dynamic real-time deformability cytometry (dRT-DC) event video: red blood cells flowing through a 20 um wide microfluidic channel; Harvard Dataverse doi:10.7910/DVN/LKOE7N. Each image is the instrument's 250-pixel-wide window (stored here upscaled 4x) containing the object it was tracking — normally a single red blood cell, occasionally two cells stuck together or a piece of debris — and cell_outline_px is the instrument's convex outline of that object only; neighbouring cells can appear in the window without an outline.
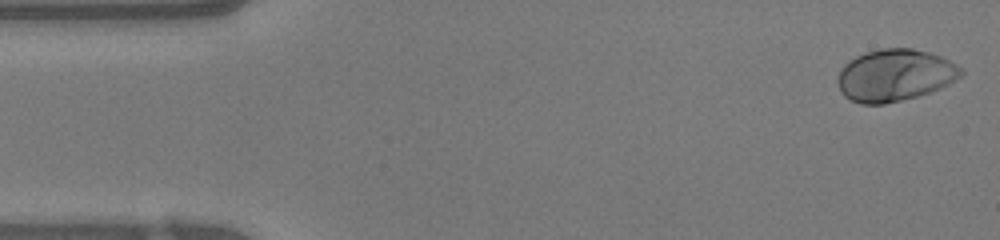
{"species": "human", "species_latin": "Homo sapiens", "temperature_condition": "warm", "stored_images_in_passage": 47, "camera_frame_rate_fps": 3000, "um_per_image_px": 0.085, "donor": {"sex": "female"}, "frame": {"image": 1, "passage_image": 1, "time_ms": 0.0, "image_size_px": [1000, 240], "cell_outline_px": [[964, 72], [960, 76], [948, 84], [940, 88], [916, 96], [884, 104], [860, 104], [844, 96], [840, 92], [836, 80], [844, 64], [848, 60], [864, 52], [880, 48], [912, 48], [928, 52], [940, 56], [956, 64]], "centroid_in_image_um": [76.02, 6.39], "position_along_channel_um": 9.0, "area_um2": 37.28}}
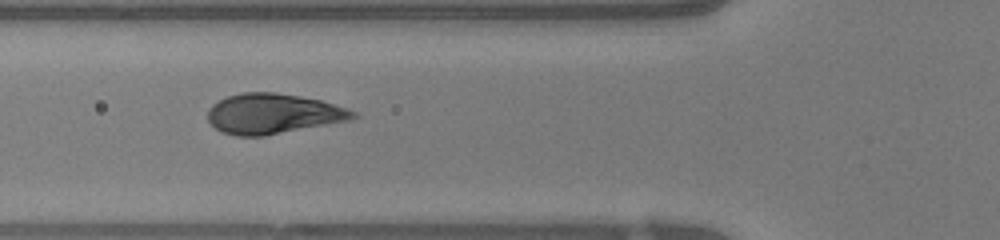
{"frame": {"image": 2, "passage_image": 16, "time_ms": 5.0, "image_size_px": [1000, 240], "cell_outline_px": [[360, 116], [352, 120], [264, 136], [236, 136], [220, 132], [208, 120], [208, 108], [212, 104], [228, 96], [244, 92], [276, 92], [300, 96], [320, 100], [348, 108], [356, 112]], "centroid_in_image_um": [23.24, 9.67], "position_along_channel_um": 102.6, "area_um2": 34.22}}
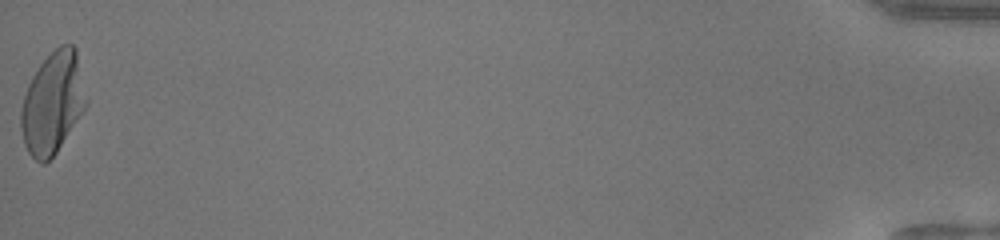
{"frame": {"image": 3, "passage_image": 47, "time_ms": 15.333, "image_size_px": [1000, 240], "cell_outline_px": [[88, 104], [56, 152], [44, 164], [40, 164], [28, 152], [24, 144], [20, 128], [20, 112], [24, 96], [28, 84], [32, 76], [40, 64], [60, 44], [72, 44], [76, 48], [88, 100]], "centroid_in_image_um": [4.48, 8.74], "position_along_channel_um": 430.7, "area_um2": 38.61}, "authors_computed_cell_mechanics": {"area_um2": 34.8534, "velocity_mm_per_s": 4.2393, "shape_relaxation_time_tau1_ms": 2.6605, "shape_relaxation_time_tau2_ms": null, "deformation_change_tau1": 0.196, "deformation_change_tau2": null}}